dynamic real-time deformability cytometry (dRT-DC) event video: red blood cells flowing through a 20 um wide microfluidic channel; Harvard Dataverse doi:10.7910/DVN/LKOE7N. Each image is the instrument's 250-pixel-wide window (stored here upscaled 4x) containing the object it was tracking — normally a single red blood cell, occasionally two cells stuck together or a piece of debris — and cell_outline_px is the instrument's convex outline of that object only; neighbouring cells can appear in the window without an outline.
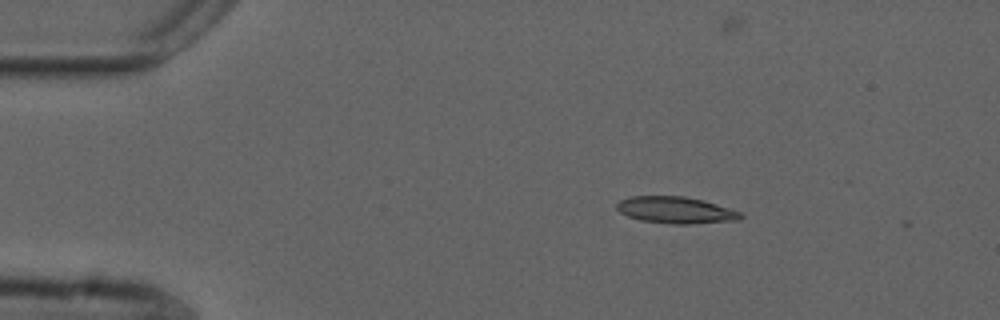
{"species": "common noctule bat (a hibernating species)", "species_latin": "Nyctalus noctula", "temperature_condition": "cold", "stored_images_in_passage": 3, "camera_frame_rate_fps": 3000, "um_per_image_px": 0.085, "animal": {"sex": "male", "forearm_length_mm": 52.5}, "frame": {"image": 1, "passage_image": 1, "time_ms": 0.0, "image_size_px": [1000, 320], "cell_outline_px": [[744, 216], [740, 220], [692, 224], [672, 224], [640, 220], [628, 216], [620, 212], [616, 208], [616, 204], [620, 200], [632, 196], [684, 196], [704, 200], [744, 212]], "centroid_in_image_um": [57.5, 17.86], "position_along_channel_um": 27.5, "area_um2": 19.54}}